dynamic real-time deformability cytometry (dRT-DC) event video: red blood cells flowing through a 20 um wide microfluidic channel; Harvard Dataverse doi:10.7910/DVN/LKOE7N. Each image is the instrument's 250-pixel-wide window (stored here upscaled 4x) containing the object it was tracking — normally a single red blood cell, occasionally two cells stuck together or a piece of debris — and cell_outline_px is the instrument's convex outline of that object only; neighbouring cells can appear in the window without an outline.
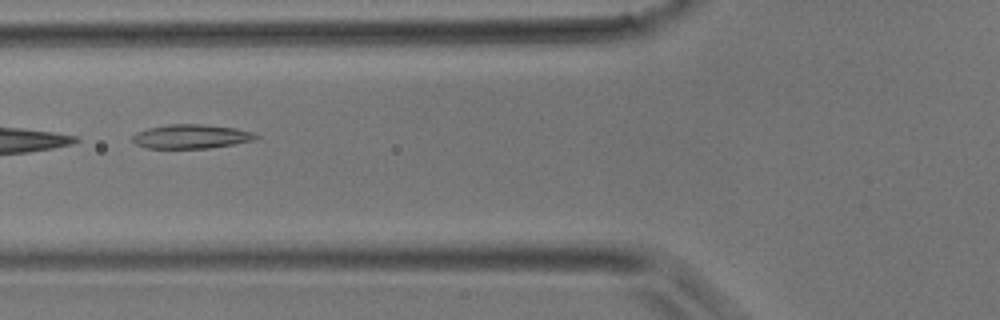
{"species": "common noctule bat (a hibernating species)", "species_latin": "Nyctalus noctula", "temperature_condition": "room temperature", "stored_images_in_passage": 4, "camera_frame_rate_fps": 3000, "um_per_image_px": 0.085, "animal": {"sex": "male", "body_mass_g": 17.9}, "frame": {"image": 1, "passage_image": 4, "time_ms": 1.0, "image_size_px": [1000, 320], "cell_outline_px": [[260, 136], [256, 140], [208, 148], [148, 148], [136, 144], [132, 140], [132, 136], [136, 132], [148, 128], [168, 124], [200, 124], [236, 128], [252, 132]], "centroid_in_image_um": [16.25, 11.59], "position_along_channel_um": 109.6, "area_um2": 17.28}}